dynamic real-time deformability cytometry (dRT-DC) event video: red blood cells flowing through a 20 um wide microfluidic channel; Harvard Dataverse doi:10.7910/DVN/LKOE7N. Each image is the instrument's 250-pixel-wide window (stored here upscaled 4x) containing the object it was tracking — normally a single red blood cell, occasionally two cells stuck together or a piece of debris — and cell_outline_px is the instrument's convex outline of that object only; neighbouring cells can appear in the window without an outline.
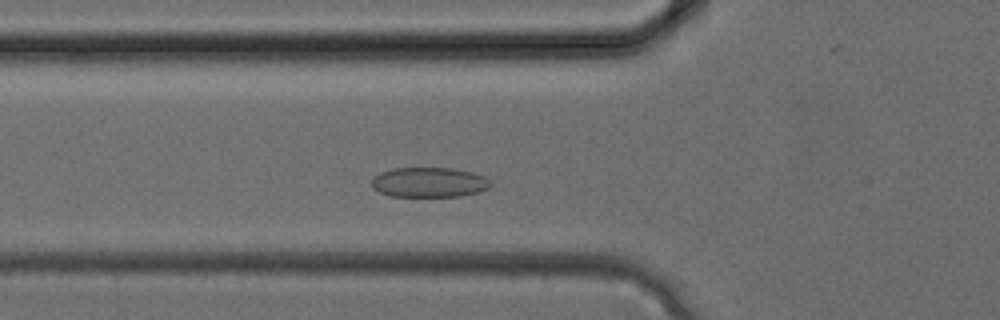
{"species": "common noctule bat (a hibernating species)", "species_latin": "Nyctalus noctula", "temperature_condition": "cold", "stored_images_in_passage": 28, "camera_frame_rate_fps": 3000, "um_per_image_px": 0.085, "animal": {"sex": "female", "body_mass_g": 24.6, "forearm_length_mm": 56.2}, "frame": {"image": 1, "passage_image": 7, "time_ms": 2.0, "image_size_px": [1000, 320], "cell_outline_px": [[492, 184], [488, 188], [480, 192], [460, 196], [388, 196], [372, 188], [372, 180], [380, 172], [392, 168], [452, 168], [472, 172], [484, 176]], "centroid_in_image_um": [36.47, 15.5], "position_along_channel_um": 89.3, "area_um2": 20.75}}
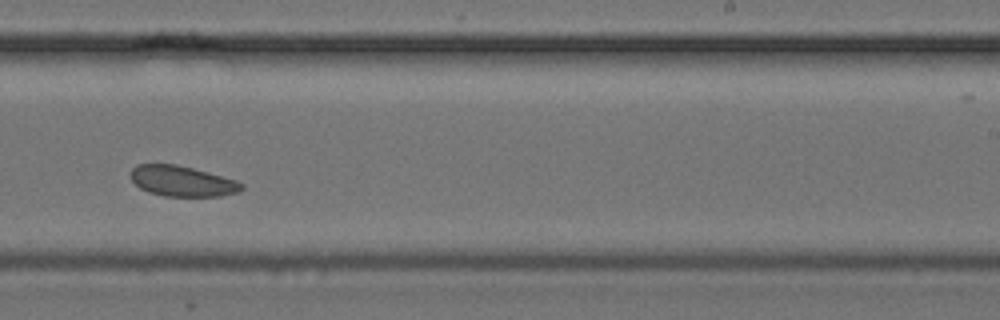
{"frame": {"image": 2, "passage_image": 16, "time_ms": 5.0, "image_size_px": [1000, 320], "cell_outline_px": [[244, 188], [240, 192], [220, 196], [164, 196], [148, 192], [140, 188], [132, 180], [132, 168], [136, 164], [176, 164], [192, 168], [236, 180], [244, 184]], "centroid_in_image_um": [15.5, 15.4], "position_along_channel_um": 273.5, "area_um2": 19.65}}
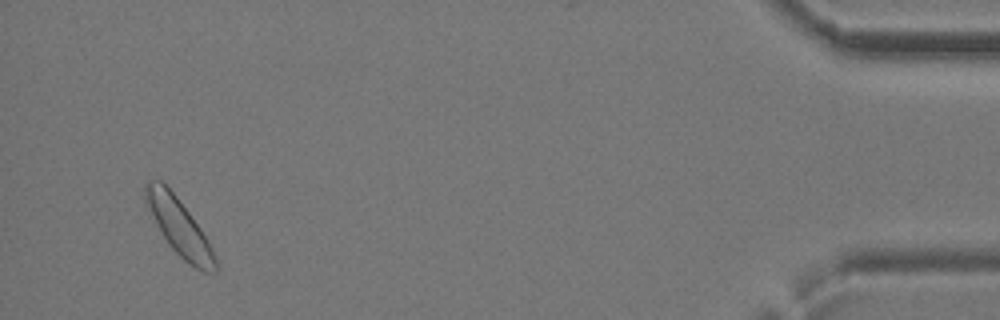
{"frame": {"image": 3, "passage_image": 27, "time_ms": 8.667, "image_size_px": [1000, 320], "cell_outline_px": [[216, 272], [204, 272], [196, 268], [184, 260], [168, 244], [144, 204], [144, 184], [148, 180], [160, 180], [176, 196], [200, 228], [208, 240], [212, 248], [216, 260]], "centroid_in_image_um": [15.18, 19.27], "position_along_channel_um": 420.0, "area_um2": 22.77}}